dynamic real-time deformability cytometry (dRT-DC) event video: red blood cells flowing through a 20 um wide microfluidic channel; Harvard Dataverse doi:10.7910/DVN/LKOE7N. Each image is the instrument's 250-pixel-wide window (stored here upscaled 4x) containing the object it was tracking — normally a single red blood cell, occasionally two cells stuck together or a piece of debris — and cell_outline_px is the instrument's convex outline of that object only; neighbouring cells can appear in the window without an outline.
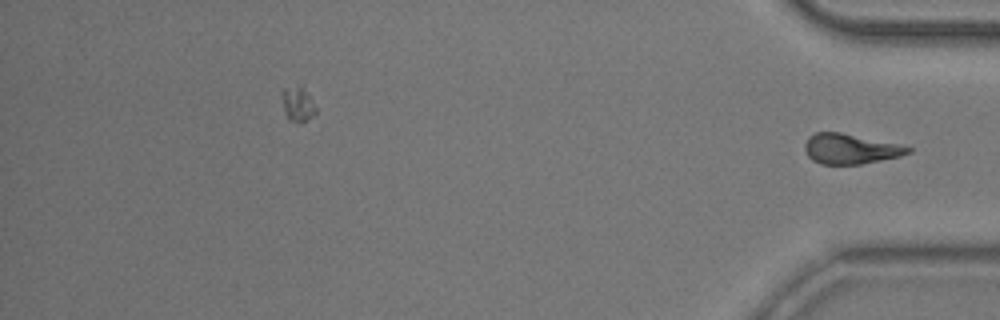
{"species": "common noctule bat (a hibernating species)", "species_latin": "Nyctalus noctula", "temperature_condition": "room temperature", "stored_images_in_passage": 51, "camera_frame_rate_fps": 3000, "um_per_image_px": 0.085, "animal": {"sex": "male", "body_mass_g": 20.5, "forearm_length_mm": 52.5}, "frame": {"image": 1, "passage_image": 51, "time_ms": 16.667, "image_size_px": [1000, 320], "cell_outline_px": [[912, 152], [900, 156], [860, 164], [820, 164], [812, 160], [808, 156], [804, 148], [804, 144], [808, 136], [816, 132], [840, 132], [896, 144], [912, 148]], "centroid_in_image_um": [72.23, 12.65], "position_along_channel_um": 363.0, "area_um2": 17.92}}